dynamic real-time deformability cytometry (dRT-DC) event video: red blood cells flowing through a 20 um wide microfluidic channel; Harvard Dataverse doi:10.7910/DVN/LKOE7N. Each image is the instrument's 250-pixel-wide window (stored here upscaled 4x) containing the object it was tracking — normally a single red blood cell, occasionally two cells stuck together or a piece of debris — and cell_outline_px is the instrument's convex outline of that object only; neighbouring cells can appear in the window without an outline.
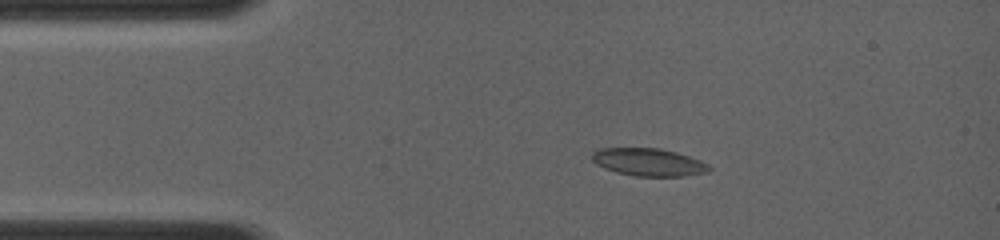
{"species": "common noctule bat (a hibernating species)", "species_latin": "Nyctalus noctula", "temperature_condition": "room temperature", "stored_images_in_passage": 14, "camera_frame_rate_fps": 4000, "um_per_image_px": 0.085, "animal": {"sex": "female", "body_mass_g": 19.0, "forearm_length_mm": 56.7}, "frame": {"image": 1, "passage_image": 4, "time_ms": 2.25, "image_size_px": [1000, 240], "cell_outline_px": [[712, 168], [708, 172], [684, 176], [636, 176], [616, 172], [604, 168], [596, 164], [592, 160], [592, 152], [600, 148], [660, 148], [676, 152], [700, 160], [708, 164]], "centroid_in_image_um": [55.13, 13.78], "position_along_channel_um": 29.9, "area_um2": 18.9}}
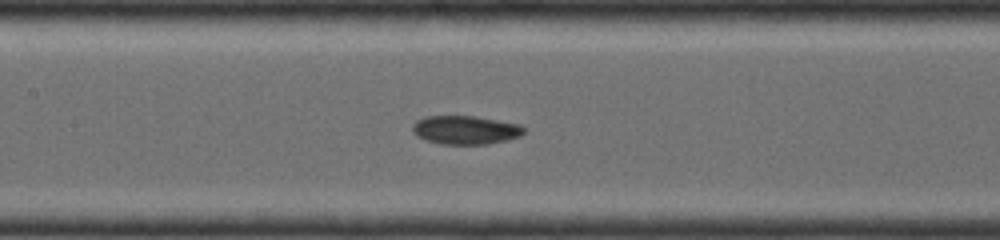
{"frame": {"image": 2, "passage_image": 10, "time_ms": 6.25, "image_size_px": [1000, 240], "cell_outline_px": [[524, 132], [520, 136], [508, 140], [488, 144], [440, 144], [424, 140], [416, 136], [412, 132], [412, 124], [416, 120], [424, 116], [476, 116], [520, 124], [524, 128]], "centroid_in_image_um": [39.53, 11.05], "position_along_channel_um": 167.9, "area_um2": 18.84}}
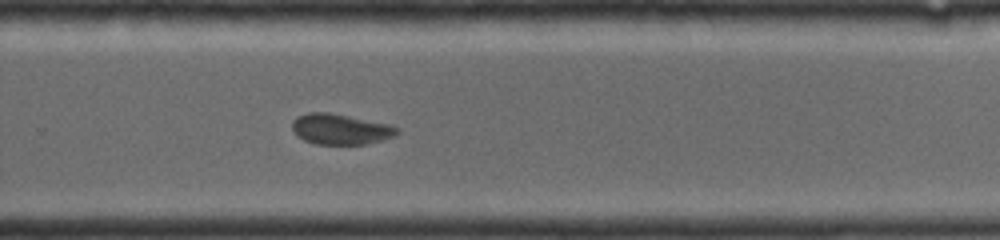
{"frame": {"image": 3, "passage_image": 14, "time_ms": 9.25, "image_size_px": [1000, 240], "cell_outline_px": [[400, 132], [396, 136], [364, 144], [316, 144], [304, 140], [296, 136], [292, 128], [292, 120], [296, 116], [308, 112], [328, 112], [392, 124], [400, 128]], "centroid_in_image_um": [28.95, 10.97], "position_along_channel_um": 300.9, "area_um2": 18.96}}